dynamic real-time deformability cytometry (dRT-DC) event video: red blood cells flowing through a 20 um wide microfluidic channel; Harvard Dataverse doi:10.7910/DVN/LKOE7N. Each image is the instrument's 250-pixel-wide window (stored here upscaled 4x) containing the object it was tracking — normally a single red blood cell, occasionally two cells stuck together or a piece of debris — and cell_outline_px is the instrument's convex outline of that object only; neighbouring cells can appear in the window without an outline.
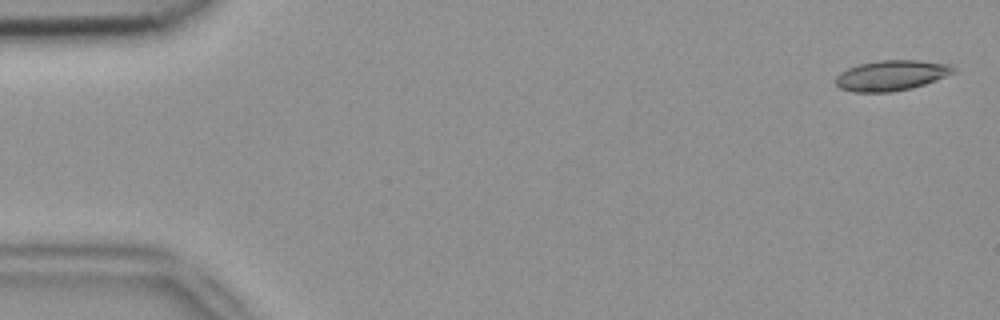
{"species": "common noctule bat (a hibernating species)", "species_latin": "Nyctalus noctula", "temperature_condition": "room temperature", "stored_images_in_passage": 4, "camera_frame_rate_fps": 3000, "um_per_image_px": 0.085, "animal": {"sex": "female", "body_mass_g": 18.4}, "frame": {"image": 1, "passage_image": 1, "time_ms": 0.0, "image_size_px": [1000, 320], "cell_outline_px": [[956, 72], [936, 80], [912, 88], [892, 92], [852, 92], [840, 88], [836, 84], [836, 76], [840, 72], [848, 68], [860, 64], [880, 60], [916, 60], [948, 64], [956, 68]], "centroid_in_image_um": [75.76, 6.41], "position_along_channel_um": 9.2, "area_um2": 20.81}}
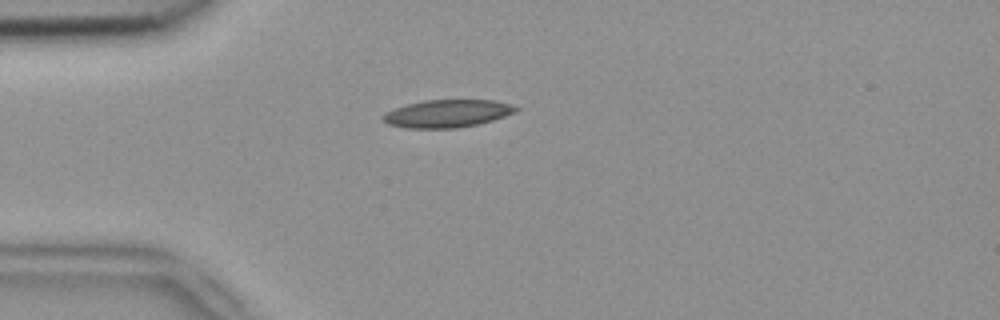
{"frame": {"image": 2, "passage_image": 4, "time_ms": 1.0, "image_size_px": [1000, 320], "cell_outline_px": [[520, 108], [516, 112], [492, 120], [476, 124], [456, 128], [408, 128], [388, 124], [380, 116], [384, 112], [408, 104], [424, 100], [496, 100], [512, 104]], "centroid_in_image_um": [38.03, 9.64], "position_along_channel_um": 47.0, "area_um2": 21.39}}